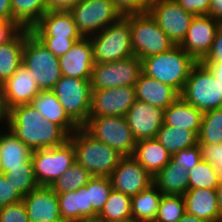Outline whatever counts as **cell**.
Here are the masks:
<instances>
[{"label":"cell","instance_id":"cell-1","mask_svg":"<svg viewBox=\"0 0 222 222\" xmlns=\"http://www.w3.org/2000/svg\"><path fill=\"white\" fill-rule=\"evenodd\" d=\"M5 126L33 151L63 145L70 137L61 126L46 121L30 103L9 109Z\"/></svg>","mask_w":222,"mask_h":222},{"label":"cell","instance_id":"cell-2","mask_svg":"<svg viewBox=\"0 0 222 222\" xmlns=\"http://www.w3.org/2000/svg\"><path fill=\"white\" fill-rule=\"evenodd\" d=\"M197 61L179 45L142 59L143 73L182 92L192 67Z\"/></svg>","mask_w":222,"mask_h":222},{"label":"cell","instance_id":"cell-3","mask_svg":"<svg viewBox=\"0 0 222 222\" xmlns=\"http://www.w3.org/2000/svg\"><path fill=\"white\" fill-rule=\"evenodd\" d=\"M75 150L76 162L92 176L109 177L123 157L115 149L93 138L82 127L69 137Z\"/></svg>","mask_w":222,"mask_h":222},{"label":"cell","instance_id":"cell-4","mask_svg":"<svg viewBox=\"0 0 222 222\" xmlns=\"http://www.w3.org/2000/svg\"><path fill=\"white\" fill-rule=\"evenodd\" d=\"M180 97L203 113L222 108V83L207 66L197 62L190 71Z\"/></svg>","mask_w":222,"mask_h":222},{"label":"cell","instance_id":"cell-5","mask_svg":"<svg viewBox=\"0 0 222 222\" xmlns=\"http://www.w3.org/2000/svg\"><path fill=\"white\" fill-rule=\"evenodd\" d=\"M89 38L95 64L123 60L134 55L130 21L125 16Z\"/></svg>","mask_w":222,"mask_h":222},{"label":"cell","instance_id":"cell-6","mask_svg":"<svg viewBox=\"0 0 222 222\" xmlns=\"http://www.w3.org/2000/svg\"><path fill=\"white\" fill-rule=\"evenodd\" d=\"M124 16L130 21L134 56L140 60L166 52L175 46L148 12Z\"/></svg>","mask_w":222,"mask_h":222},{"label":"cell","instance_id":"cell-7","mask_svg":"<svg viewBox=\"0 0 222 222\" xmlns=\"http://www.w3.org/2000/svg\"><path fill=\"white\" fill-rule=\"evenodd\" d=\"M22 64L34 76L40 91L52 90L62 76L58 57L46 48L32 32L26 36L24 42Z\"/></svg>","mask_w":222,"mask_h":222},{"label":"cell","instance_id":"cell-8","mask_svg":"<svg viewBox=\"0 0 222 222\" xmlns=\"http://www.w3.org/2000/svg\"><path fill=\"white\" fill-rule=\"evenodd\" d=\"M93 138L115 149L119 154L132 156L137 144L125 116L89 117L81 126Z\"/></svg>","mask_w":222,"mask_h":222},{"label":"cell","instance_id":"cell-9","mask_svg":"<svg viewBox=\"0 0 222 222\" xmlns=\"http://www.w3.org/2000/svg\"><path fill=\"white\" fill-rule=\"evenodd\" d=\"M91 79L61 76L52 91L68 116L81 127L91 109Z\"/></svg>","mask_w":222,"mask_h":222},{"label":"cell","instance_id":"cell-10","mask_svg":"<svg viewBox=\"0 0 222 222\" xmlns=\"http://www.w3.org/2000/svg\"><path fill=\"white\" fill-rule=\"evenodd\" d=\"M31 160L39 186H51L76 162L75 150L68 140L60 146L34 150Z\"/></svg>","mask_w":222,"mask_h":222},{"label":"cell","instance_id":"cell-11","mask_svg":"<svg viewBox=\"0 0 222 222\" xmlns=\"http://www.w3.org/2000/svg\"><path fill=\"white\" fill-rule=\"evenodd\" d=\"M69 12L83 37L99 33L122 16L111 0H80Z\"/></svg>","mask_w":222,"mask_h":222},{"label":"cell","instance_id":"cell-12","mask_svg":"<svg viewBox=\"0 0 222 222\" xmlns=\"http://www.w3.org/2000/svg\"><path fill=\"white\" fill-rule=\"evenodd\" d=\"M142 72V60L134 55L123 60L94 64L91 89L135 86Z\"/></svg>","mask_w":222,"mask_h":222},{"label":"cell","instance_id":"cell-13","mask_svg":"<svg viewBox=\"0 0 222 222\" xmlns=\"http://www.w3.org/2000/svg\"><path fill=\"white\" fill-rule=\"evenodd\" d=\"M148 13L175 45L183 41L194 17L175 0H154Z\"/></svg>","mask_w":222,"mask_h":222},{"label":"cell","instance_id":"cell-14","mask_svg":"<svg viewBox=\"0 0 222 222\" xmlns=\"http://www.w3.org/2000/svg\"><path fill=\"white\" fill-rule=\"evenodd\" d=\"M135 100V86L92 89L89 117L125 116Z\"/></svg>","mask_w":222,"mask_h":222},{"label":"cell","instance_id":"cell-15","mask_svg":"<svg viewBox=\"0 0 222 222\" xmlns=\"http://www.w3.org/2000/svg\"><path fill=\"white\" fill-rule=\"evenodd\" d=\"M109 179L113 190L130 197L148 189L153 184V177L133 156L122 157Z\"/></svg>","mask_w":222,"mask_h":222},{"label":"cell","instance_id":"cell-16","mask_svg":"<svg viewBox=\"0 0 222 222\" xmlns=\"http://www.w3.org/2000/svg\"><path fill=\"white\" fill-rule=\"evenodd\" d=\"M220 22L209 15L193 17L186 36L179 46L197 62L210 51Z\"/></svg>","mask_w":222,"mask_h":222},{"label":"cell","instance_id":"cell-17","mask_svg":"<svg viewBox=\"0 0 222 222\" xmlns=\"http://www.w3.org/2000/svg\"><path fill=\"white\" fill-rule=\"evenodd\" d=\"M125 118L138 142L157 137L158 131L163 125L164 110L136 99Z\"/></svg>","mask_w":222,"mask_h":222},{"label":"cell","instance_id":"cell-18","mask_svg":"<svg viewBox=\"0 0 222 222\" xmlns=\"http://www.w3.org/2000/svg\"><path fill=\"white\" fill-rule=\"evenodd\" d=\"M30 30L37 38H83L68 10H48Z\"/></svg>","mask_w":222,"mask_h":222},{"label":"cell","instance_id":"cell-19","mask_svg":"<svg viewBox=\"0 0 222 222\" xmlns=\"http://www.w3.org/2000/svg\"><path fill=\"white\" fill-rule=\"evenodd\" d=\"M1 90L6 111L16 105L30 103L40 92L34 76L23 64L18 67L10 79L1 85Z\"/></svg>","mask_w":222,"mask_h":222},{"label":"cell","instance_id":"cell-20","mask_svg":"<svg viewBox=\"0 0 222 222\" xmlns=\"http://www.w3.org/2000/svg\"><path fill=\"white\" fill-rule=\"evenodd\" d=\"M58 62L63 76L91 79L95 63L90 38L77 41L65 55L58 57Z\"/></svg>","mask_w":222,"mask_h":222},{"label":"cell","instance_id":"cell-21","mask_svg":"<svg viewBox=\"0 0 222 222\" xmlns=\"http://www.w3.org/2000/svg\"><path fill=\"white\" fill-rule=\"evenodd\" d=\"M27 210L29 222L63 220L59 211L57 194L50 186H39L22 200Z\"/></svg>","mask_w":222,"mask_h":222},{"label":"cell","instance_id":"cell-22","mask_svg":"<svg viewBox=\"0 0 222 222\" xmlns=\"http://www.w3.org/2000/svg\"><path fill=\"white\" fill-rule=\"evenodd\" d=\"M135 94L137 100L160 107L162 110H165L180 97V93L176 89L143 72L135 83Z\"/></svg>","mask_w":222,"mask_h":222},{"label":"cell","instance_id":"cell-23","mask_svg":"<svg viewBox=\"0 0 222 222\" xmlns=\"http://www.w3.org/2000/svg\"><path fill=\"white\" fill-rule=\"evenodd\" d=\"M4 128L6 130L0 131V157L4 173L10 169L33 168V150L19 140L8 127Z\"/></svg>","mask_w":222,"mask_h":222},{"label":"cell","instance_id":"cell-24","mask_svg":"<svg viewBox=\"0 0 222 222\" xmlns=\"http://www.w3.org/2000/svg\"><path fill=\"white\" fill-rule=\"evenodd\" d=\"M183 196L188 214L210 222H221L216 190L188 189Z\"/></svg>","mask_w":222,"mask_h":222},{"label":"cell","instance_id":"cell-25","mask_svg":"<svg viewBox=\"0 0 222 222\" xmlns=\"http://www.w3.org/2000/svg\"><path fill=\"white\" fill-rule=\"evenodd\" d=\"M48 122L61 126L72 135L79 126L68 116L52 90H41L30 102Z\"/></svg>","mask_w":222,"mask_h":222},{"label":"cell","instance_id":"cell-26","mask_svg":"<svg viewBox=\"0 0 222 222\" xmlns=\"http://www.w3.org/2000/svg\"><path fill=\"white\" fill-rule=\"evenodd\" d=\"M61 218L66 222L97 218V213L89 205L88 190L85 186L73 192L57 194Z\"/></svg>","mask_w":222,"mask_h":222},{"label":"cell","instance_id":"cell-27","mask_svg":"<svg viewBox=\"0 0 222 222\" xmlns=\"http://www.w3.org/2000/svg\"><path fill=\"white\" fill-rule=\"evenodd\" d=\"M132 156L152 177L172 158V155L156 138L138 141Z\"/></svg>","mask_w":222,"mask_h":222},{"label":"cell","instance_id":"cell-28","mask_svg":"<svg viewBox=\"0 0 222 222\" xmlns=\"http://www.w3.org/2000/svg\"><path fill=\"white\" fill-rule=\"evenodd\" d=\"M31 32L23 28L13 39L0 44V86L10 79L22 64L26 36Z\"/></svg>","mask_w":222,"mask_h":222},{"label":"cell","instance_id":"cell-29","mask_svg":"<svg viewBox=\"0 0 222 222\" xmlns=\"http://www.w3.org/2000/svg\"><path fill=\"white\" fill-rule=\"evenodd\" d=\"M202 115V111L197 110L193 105L179 97L164 110L163 123L165 125L194 131L198 135Z\"/></svg>","mask_w":222,"mask_h":222},{"label":"cell","instance_id":"cell-30","mask_svg":"<svg viewBox=\"0 0 222 222\" xmlns=\"http://www.w3.org/2000/svg\"><path fill=\"white\" fill-rule=\"evenodd\" d=\"M153 184L163 195H184L189 189L188 172L171 159L153 177Z\"/></svg>","mask_w":222,"mask_h":222},{"label":"cell","instance_id":"cell-31","mask_svg":"<svg viewBox=\"0 0 222 222\" xmlns=\"http://www.w3.org/2000/svg\"><path fill=\"white\" fill-rule=\"evenodd\" d=\"M162 193L152 184L148 189L131 197L132 217L143 222H154L159 211Z\"/></svg>","mask_w":222,"mask_h":222},{"label":"cell","instance_id":"cell-32","mask_svg":"<svg viewBox=\"0 0 222 222\" xmlns=\"http://www.w3.org/2000/svg\"><path fill=\"white\" fill-rule=\"evenodd\" d=\"M156 139L171 155L198 145V135L194 131L165 125L164 123L158 131Z\"/></svg>","mask_w":222,"mask_h":222},{"label":"cell","instance_id":"cell-33","mask_svg":"<svg viewBox=\"0 0 222 222\" xmlns=\"http://www.w3.org/2000/svg\"><path fill=\"white\" fill-rule=\"evenodd\" d=\"M12 21L31 29L49 10L48 0H11Z\"/></svg>","mask_w":222,"mask_h":222},{"label":"cell","instance_id":"cell-34","mask_svg":"<svg viewBox=\"0 0 222 222\" xmlns=\"http://www.w3.org/2000/svg\"><path fill=\"white\" fill-rule=\"evenodd\" d=\"M132 217L131 197L112 189L97 218L101 222H114Z\"/></svg>","mask_w":222,"mask_h":222},{"label":"cell","instance_id":"cell-35","mask_svg":"<svg viewBox=\"0 0 222 222\" xmlns=\"http://www.w3.org/2000/svg\"><path fill=\"white\" fill-rule=\"evenodd\" d=\"M92 177V174L86 168L75 162L50 187L56 194L73 192L86 186Z\"/></svg>","mask_w":222,"mask_h":222},{"label":"cell","instance_id":"cell-36","mask_svg":"<svg viewBox=\"0 0 222 222\" xmlns=\"http://www.w3.org/2000/svg\"><path fill=\"white\" fill-rule=\"evenodd\" d=\"M222 143V108L204 112L198 133V144Z\"/></svg>","mask_w":222,"mask_h":222},{"label":"cell","instance_id":"cell-37","mask_svg":"<svg viewBox=\"0 0 222 222\" xmlns=\"http://www.w3.org/2000/svg\"><path fill=\"white\" fill-rule=\"evenodd\" d=\"M189 189L216 190L221 179L219 172L212 164L201 159L199 163L188 171Z\"/></svg>","mask_w":222,"mask_h":222},{"label":"cell","instance_id":"cell-38","mask_svg":"<svg viewBox=\"0 0 222 222\" xmlns=\"http://www.w3.org/2000/svg\"><path fill=\"white\" fill-rule=\"evenodd\" d=\"M186 213L183 195H162L154 222H178Z\"/></svg>","mask_w":222,"mask_h":222},{"label":"cell","instance_id":"cell-39","mask_svg":"<svg viewBox=\"0 0 222 222\" xmlns=\"http://www.w3.org/2000/svg\"><path fill=\"white\" fill-rule=\"evenodd\" d=\"M85 187L88 190L89 205L99 214L113 189L109 177L93 176Z\"/></svg>","mask_w":222,"mask_h":222},{"label":"cell","instance_id":"cell-40","mask_svg":"<svg viewBox=\"0 0 222 222\" xmlns=\"http://www.w3.org/2000/svg\"><path fill=\"white\" fill-rule=\"evenodd\" d=\"M4 174L23 197L39 187L33 168L10 169Z\"/></svg>","mask_w":222,"mask_h":222},{"label":"cell","instance_id":"cell-41","mask_svg":"<svg viewBox=\"0 0 222 222\" xmlns=\"http://www.w3.org/2000/svg\"><path fill=\"white\" fill-rule=\"evenodd\" d=\"M171 159L188 172L202 159L200 147L199 145H196L191 148L180 150L172 155Z\"/></svg>","mask_w":222,"mask_h":222},{"label":"cell","instance_id":"cell-42","mask_svg":"<svg viewBox=\"0 0 222 222\" xmlns=\"http://www.w3.org/2000/svg\"><path fill=\"white\" fill-rule=\"evenodd\" d=\"M115 8L122 14L146 13L154 0H111Z\"/></svg>","mask_w":222,"mask_h":222},{"label":"cell","instance_id":"cell-43","mask_svg":"<svg viewBox=\"0 0 222 222\" xmlns=\"http://www.w3.org/2000/svg\"><path fill=\"white\" fill-rule=\"evenodd\" d=\"M23 201L0 208V222H29Z\"/></svg>","mask_w":222,"mask_h":222},{"label":"cell","instance_id":"cell-44","mask_svg":"<svg viewBox=\"0 0 222 222\" xmlns=\"http://www.w3.org/2000/svg\"><path fill=\"white\" fill-rule=\"evenodd\" d=\"M198 145L201 150L202 159L209 164H212L222 178V143Z\"/></svg>","mask_w":222,"mask_h":222},{"label":"cell","instance_id":"cell-45","mask_svg":"<svg viewBox=\"0 0 222 222\" xmlns=\"http://www.w3.org/2000/svg\"><path fill=\"white\" fill-rule=\"evenodd\" d=\"M23 196L14 188L11 181H7L5 174L0 175V208L9 204L18 203Z\"/></svg>","mask_w":222,"mask_h":222},{"label":"cell","instance_id":"cell-46","mask_svg":"<svg viewBox=\"0 0 222 222\" xmlns=\"http://www.w3.org/2000/svg\"><path fill=\"white\" fill-rule=\"evenodd\" d=\"M55 56L65 55L80 39L38 38Z\"/></svg>","mask_w":222,"mask_h":222},{"label":"cell","instance_id":"cell-47","mask_svg":"<svg viewBox=\"0 0 222 222\" xmlns=\"http://www.w3.org/2000/svg\"><path fill=\"white\" fill-rule=\"evenodd\" d=\"M186 12L196 15H208L211 0H175Z\"/></svg>","mask_w":222,"mask_h":222},{"label":"cell","instance_id":"cell-48","mask_svg":"<svg viewBox=\"0 0 222 222\" xmlns=\"http://www.w3.org/2000/svg\"><path fill=\"white\" fill-rule=\"evenodd\" d=\"M201 63H219L222 62V23L216 33L215 39L210 51L200 61Z\"/></svg>","mask_w":222,"mask_h":222},{"label":"cell","instance_id":"cell-49","mask_svg":"<svg viewBox=\"0 0 222 222\" xmlns=\"http://www.w3.org/2000/svg\"><path fill=\"white\" fill-rule=\"evenodd\" d=\"M22 29L16 21L0 20V44L13 39Z\"/></svg>","mask_w":222,"mask_h":222},{"label":"cell","instance_id":"cell-50","mask_svg":"<svg viewBox=\"0 0 222 222\" xmlns=\"http://www.w3.org/2000/svg\"><path fill=\"white\" fill-rule=\"evenodd\" d=\"M80 0H48L49 10H70Z\"/></svg>","mask_w":222,"mask_h":222},{"label":"cell","instance_id":"cell-51","mask_svg":"<svg viewBox=\"0 0 222 222\" xmlns=\"http://www.w3.org/2000/svg\"><path fill=\"white\" fill-rule=\"evenodd\" d=\"M208 15L222 23V0H211Z\"/></svg>","mask_w":222,"mask_h":222},{"label":"cell","instance_id":"cell-52","mask_svg":"<svg viewBox=\"0 0 222 222\" xmlns=\"http://www.w3.org/2000/svg\"><path fill=\"white\" fill-rule=\"evenodd\" d=\"M0 20L12 21L11 0H0Z\"/></svg>","mask_w":222,"mask_h":222},{"label":"cell","instance_id":"cell-53","mask_svg":"<svg viewBox=\"0 0 222 222\" xmlns=\"http://www.w3.org/2000/svg\"><path fill=\"white\" fill-rule=\"evenodd\" d=\"M203 65L207 66L215 78L218 79L222 83V62L219 63H202Z\"/></svg>","mask_w":222,"mask_h":222},{"label":"cell","instance_id":"cell-54","mask_svg":"<svg viewBox=\"0 0 222 222\" xmlns=\"http://www.w3.org/2000/svg\"><path fill=\"white\" fill-rule=\"evenodd\" d=\"M178 222H210V221L198 218L197 216H193L186 212Z\"/></svg>","mask_w":222,"mask_h":222},{"label":"cell","instance_id":"cell-55","mask_svg":"<svg viewBox=\"0 0 222 222\" xmlns=\"http://www.w3.org/2000/svg\"><path fill=\"white\" fill-rule=\"evenodd\" d=\"M6 116H7V111L5 110L4 105H3L2 90L0 86V123L3 124L4 122H6ZM3 126H5V123L1 125L0 128H2Z\"/></svg>","mask_w":222,"mask_h":222},{"label":"cell","instance_id":"cell-56","mask_svg":"<svg viewBox=\"0 0 222 222\" xmlns=\"http://www.w3.org/2000/svg\"><path fill=\"white\" fill-rule=\"evenodd\" d=\"M216 194L218 198V204L220 208L221 222H222V178L220 179L219 184L216 187Z\"/></svg>","mask_w":222,"mask_h":222},{"label":"cell","instance_id":"cell-57","mask_svg":"<svg viewBox=\"0 0 222 222\" xmlns=\"http://www.w3.org/2000/svg\"><path fill=\"white\" fill-rule=\"evenodd\" d=\"M74 222H101V221L98 218H86Z\"/></svg>","mask_w":222,"mask_h":222},{"label":"cell","instance_id":"cell-58","mask_svg":"<svg viewBox=\"0 0 222 222\" xmlns=\"http://www.w3.org/2000/svg\"><path fill=\"white\" fill-rule=\"evenodd\" d=\"M114 222H143V221H140L134 217H130V218H127V219H124V220H119V221H114Z\"/></svg>","mask_w":222,"mask_h":222},{"label":"cell","instance_id":"cell-59","mask_svg":"<svg viewBox=\"0 0 222 222\" xmlns=\"http://www.w3.org/2000/svg\"><path fill=\"white\" fill-rule=\"evenodd\" d=\"M4 171H3V166H2V160H1V157H0V175L3 174Z\"/></svg>","mask_w":222,"mask_h":222},{"label":"cell","instance_id":"cell-60","mask_svg":"<svg viewBox=\"0 0 222 222\" xmlns=\"http://www.w3.org/2000/svg\"><path fill=\"white\" fill-rule=\"evenodd\" d=\"M45 222H66L64 220H55V221H45Z\"/></svg>","mask_w":222,"mask_h":222}]
</instances>
